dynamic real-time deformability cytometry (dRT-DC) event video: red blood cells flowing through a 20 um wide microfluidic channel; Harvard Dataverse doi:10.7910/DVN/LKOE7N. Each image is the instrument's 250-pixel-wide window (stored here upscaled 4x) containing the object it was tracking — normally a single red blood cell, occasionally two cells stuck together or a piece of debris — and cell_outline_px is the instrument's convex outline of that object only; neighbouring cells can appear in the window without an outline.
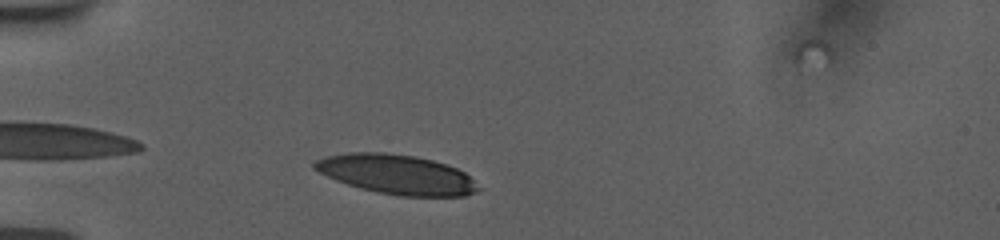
{"species": "human", "species_latin": "Homo sapiens", "temperature_condition": "room temperature", "stored_images_in_passage": 36, "camera_frame_rate_fps": 3000, "um_per_image_px": 0.085, "donor": {"sex": "female"}, "frame": {"image": 1, "passage_image": 3, "time_ms": 0.667, "image_size_px": [1000, 240], "cell_outline_px": [[484, 188], [476, 192], [464, 196], [400, 196], [376, 192], [360, 188], [336, 180], [312, 168], [312, 164], [316, 160], [324, 156], [348, 152], [384, 152], [412, 156], [432, 160], [456, 168], [464, 172]], "centroid_in_image_um": [33.73, 14.83], "position_along_channel_um": 51.3, "area_um2": 37.8}}
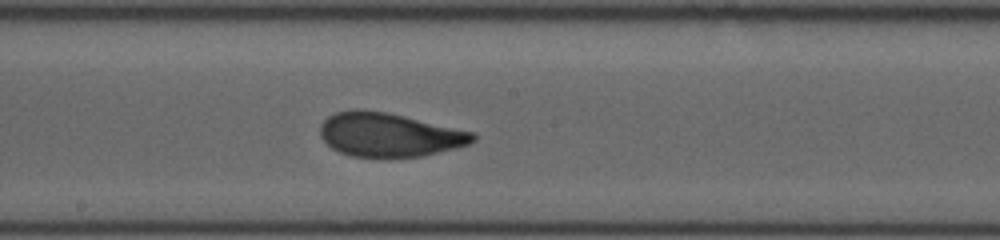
{"frame": {"image": 2, "passage_image": 18, "time_ms": 5.667, "image_size_px": [1000, 240], "cell_outline_px": [[476, 140], [468, 144], [456, 148], [420, 156], [352, 156], [340, 152], [332, 148], [320, 136], [320, 124], [328, 116], [336, 112], [352, 108], [356, 108], [388, 112], [476, 132]], "centroid_in_image_um": [33.08, 11.42], "position_along_channel_um": 215.1, "area_um2": 39.02}}
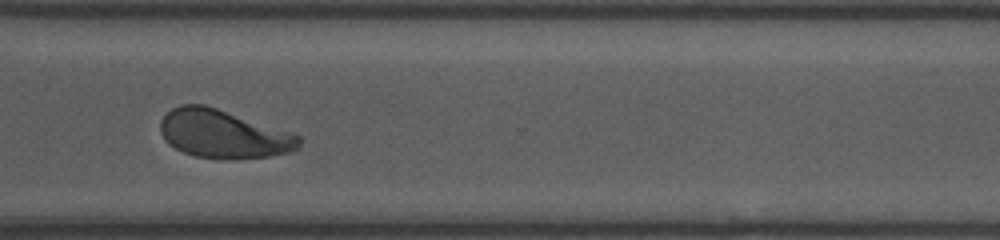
{"frame": {"image": 3, "passage_image": 29, "time_ms": 9.333, "image_size_px": [1000, 240], "cell_outline_px": [[300, 144], [296, 148], [288, 152], [272, 156], [236, 160], [216, 160], [196, 156], [184, 152], [168, 144], [164, 140], [160, 132], [160, 120], [172, 108], [180, 104], [204, 104], [300, 136]], "centroid_in_image_um": [18.92, 11.42], "position_along_channel_um": 351.7, "area_um2": 38.96}, "authors_computed_cell_mechanics": {"area_um2": 38.8705, "velocity_mm_per_s": 3.7465, "shape_relaxation_time_tau1_ms": 3.6752, "shape_relaxation_time_tau2_ms": 0.9351, "deformation_change_tau1": 0.1712, "deformation_change_tau2": 0.0704}}